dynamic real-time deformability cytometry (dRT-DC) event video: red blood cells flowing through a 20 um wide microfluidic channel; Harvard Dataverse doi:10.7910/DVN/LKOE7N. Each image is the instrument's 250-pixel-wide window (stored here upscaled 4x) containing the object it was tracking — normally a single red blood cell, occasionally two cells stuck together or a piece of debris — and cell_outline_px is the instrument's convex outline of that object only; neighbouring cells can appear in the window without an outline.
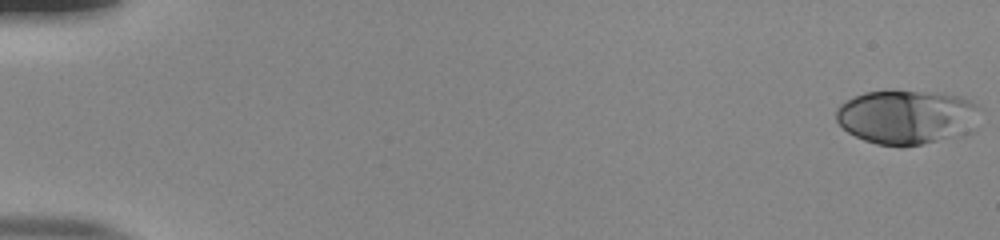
{"species": "human", "species_latin": "Homo sapiens", "temperature_condition": "room temperature", "stored_images_in_passage": 54, "camera_frame_rate_fps": 3000, "um_per_image_px": 0.085, "donor": {"sex": "male"}, "frame": {"image": 1, "passage_image": 1, "time_ms": 0.0, "image_size_px": [1000, 240], "cell_outline_px": [[980, 108], [972, 132], [960, 136], [920, 144], [876, 144], [864, 140], [848, 132], [836, 120], [836, 108], [840, 104], [864, 92], [892, 88], [960, 96], [976, 104]], "centroid_in_image_um": [77.07, 9.9], "position_along_channel_um": 7.9, "area_um2": 45.66}}
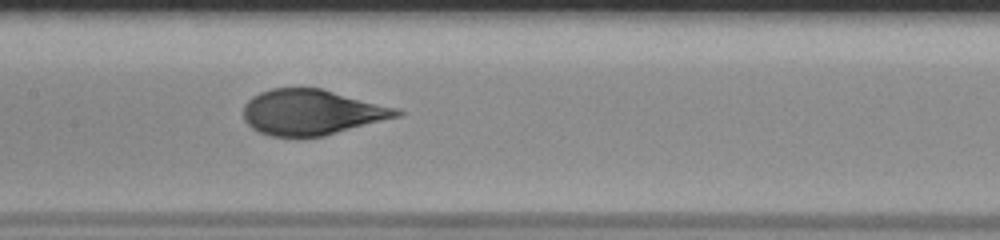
{"frame": {"image": 2, "passage_image": 28, "time_ms": 9.0, "image_size_px": [1000, 240], "cell_outline_px": [[404, 112], [400, 116], [324, 136], [272, 136], [260, 132], [252, 128], [244, 120], [244, 104], [252, 96], [260, 92], [272, 88], [320, 88], [396, 108]], "centroid_in_image_um": [26.47, 9.54], "position_along_channel_um": 180.9, "area_um2": 40.17}}
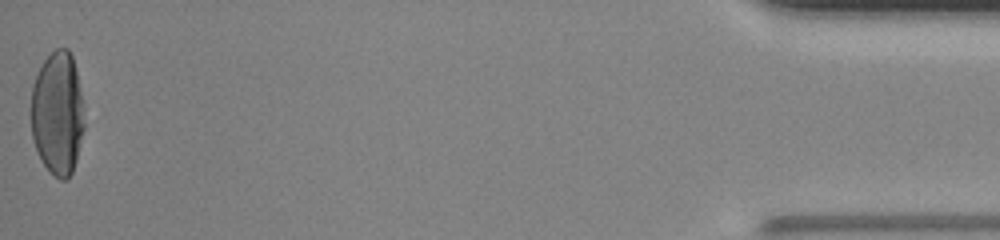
{"frame": {"image": 3, "passage_image": 54, "time_ms": 17.667, "image_size_px": [1000, 240], "cell_outline_px": [[84, 128], [76, 160], [72, 172], [64, 180], [60, 180], [48, 172], [32, 140], [32, 84], [44, 60], [56, 48], [68, 48], [72, 56], [76, 72], [80, 92], [84, 124]], "centroid_in_image_um": [4.88, 9.65], "position_along_channel_um": 430.3, "area_um2": 37.86}, "authors_computed_cell_mechanics": {"area_um2": 42.2518, "velocity_mm_per_s": 3.8564, "shape_relaxation_time_tau1_ms": 6.4627, "shape_relaxation_time_tau2_ms": null, "deformation_change_tau1": 0.2666, "deformation_change_tau2": null}}